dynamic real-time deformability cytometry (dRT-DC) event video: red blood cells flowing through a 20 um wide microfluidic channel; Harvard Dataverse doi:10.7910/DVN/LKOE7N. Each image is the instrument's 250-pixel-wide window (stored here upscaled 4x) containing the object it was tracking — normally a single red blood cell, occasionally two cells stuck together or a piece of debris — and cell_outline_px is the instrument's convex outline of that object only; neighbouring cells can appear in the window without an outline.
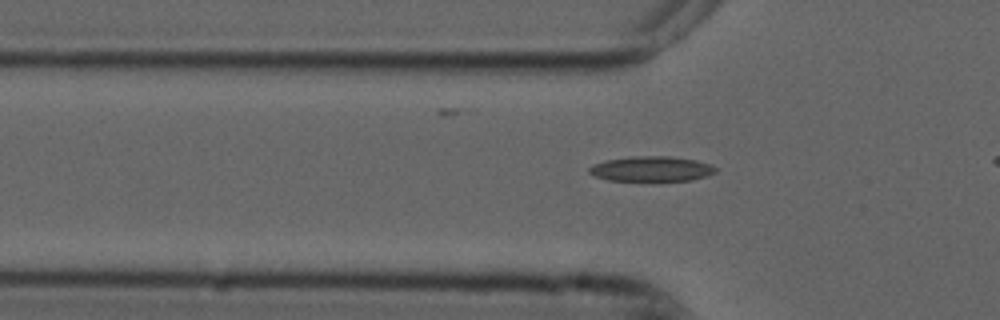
{"species": "common noctule bat (a hibernating species)", "species_latin": "Nyctalus noctula", "temperature_condition": "cold", "stored_images_in_passage": 38, "camera_frame_rate_fps": 3000, "um_per_image_px": 0.085, "animal": {"sex": "male", "forearm_length_mm": 52.5}, "frame": {"image": 1, "passage_image": 11, "time_ms": 3.333, "image_size_px": [1000, 320], "cell_outline_px": [[716, 172], [708, 176], [692, 180], [652, 184], [608, 180], [596, 176], [588, 172], [588, 168], [596, 164], [608, 160], [632, 156], [668, 156], [696, 160], [712, 164], [716, 168]], "centroid_in_image_um": [55.42, 14.41], "position_along_channel_um": 70.4, "area_um2": 19.48}}
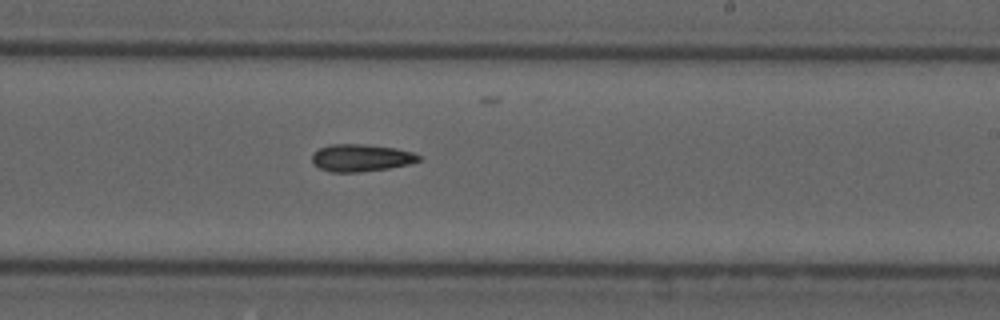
{"frame": {"image": 2, "passage_image": 26, "time_ms": 8.333, "image_size_px": [1000, 320], "cell_outline_px": [[420, 160], [412, 164], [388, 168], [360, 172], [332, 172], [320, 168], [312, 164], [312, 152], [328, 144], [368, 144], [396, 148], [412, 152], [420, 156]], "centroid_in_image_um": [30.67, 13.41], "position_along_channel_um": 258.3, "area_um2": 17.17}}
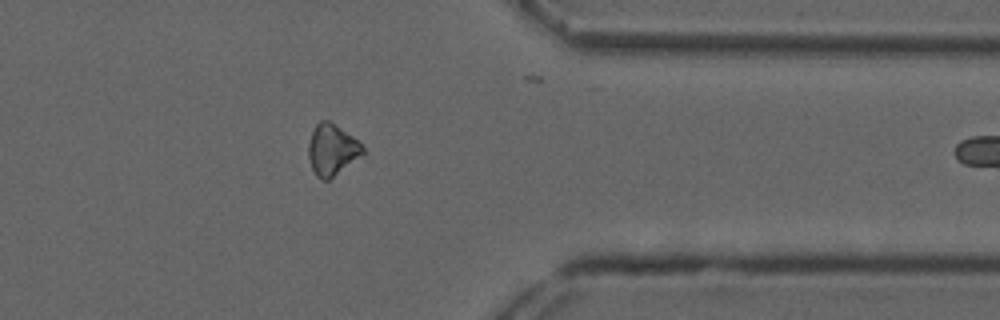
{"frame": {"image": 3, "passage_image": 37, "time_ms": 12.0, "image_size_px": [1000, 320], "cell_outline_px": [[364, 156], [328, 180], [324, 180], [316, 176], [312, 168], [308, 156], [308, 144], [312, 132], [316, 124], [320, 120], [328, 120], [352, 136], [364, 148]], "centroid_in_image_um": [28.23, 12.75], "position_along_channel_um": 383.2, "area_um2": 16.18}}